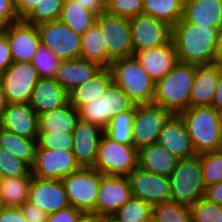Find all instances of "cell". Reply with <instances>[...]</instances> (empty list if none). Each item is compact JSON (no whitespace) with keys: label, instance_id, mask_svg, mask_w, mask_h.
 Listing matches in <instances>:
<instances>
[{"label":"cell","instance_id":"1","mask_svg":"<svg viewBox=\"0 0 222 222\" xmlns=\"http://www.w3.org/2000/svg\"><path fill=\"white\" fill-rule=\"evenodd\" d=\"M178 60L203 65L216 62L217 28L179 21L172 27Z\"/></svg>","mask_w":222,"mask_h":222},{"label":"cell","instance_id":"2","mask_svg":"<svg viewBox=\"0 0 222 222\" xmlns=\"http://www.w3.org/2000/svg\"><path fill=\"white\" fill-rule=\"evenodd\" d=\"M196 154L222 149V123L212 106H193L181 111Z\"/></svg>","mask_w":222,"mask_h":222},{"label":"cell","instance_id":"3","mask_svg":"<svg viewBox=\"0 0 222 222\" xmlns=\"http://www.w3.org/2000/svg\"><path fill=\"white\" fill-rule=\"evenodd\" d=\"M196 65L179 62L155 86L153 104L169 110L173 115L190 107V95Z\"/></svg>","mask_w":222,"mask_h":222},{"label":"cell","instance_id":"4","mask_svg":"<svg viewBox=\"0 0 222 222\" xmlns=\"http://www.w3.org/2000/svg\"><path fill=\"white\" fill-rule=\"evenodd\" d=\"M110 69L113 82L130 97L135 105L153 103L156 84L134 55L114 59Z\"/></svg>","mask_w":222,"mask_h":222},{"label":"cell","instance_id":"5","mask_svg":"<svg viewBox=\"0 0 222 222\" xmlns=\"http://www.w3.org/2000/svg\"><path fill=\"white\" fill-rule=\"evenodd\" d=\"M169 180L172 201L191 206L203 198L206 186L203 182L200 154L179 159Z\"/></svg>","mask_w":222,"mask_h":222},{"label":"cell","instance_id":"6","mask_svg":"<svg viewBox=\"0 0 222 222\" xmlns=\"http://www.w3.org/2000/svg\"><path fill=\"white\" fill-rule=\"evenodd\" d=\"M138 167V149L102 134L93 168L104 175L128 176Z\"/></svg>","mask_w":222,"mask_h":222},{"label":"cell","instance_id":"7","mask_svg":"<svg viewBox=\"0 0 222 222\" xmlns=\"http://www.w3.org/2000/svg\"><path fill=\"white\" fill-rule=\"evenodd\" d=\"M69 205L82 212H95L101 173L93 167H81L62 179Z\"/></svg>","mask_w":222,"mask_h":222},{"label":"cell","instance_id":"8","mask_svg":"<svg viewBox=\"0 0 222 222\" xmlns=\"http://www.w3.org/2000/svg\"><path fill=\"white\" fill-rule=\"evenodd\" d=\"M135 106L130 97L112 82L98 100L82 106L78 112L80 119L104 130L113 116L132 110Z\"/></svg>","mask_w":222,"mask_h":222},{"label":"cell","instance_id":"9","mask_svg":"<svg viewBox=\"0 0 222 222\" xmlns=\"http://www.w3.org/2000/svg\"><path fill=\"white\" fill-rule=\"evenodd\" d=\"M40 41L57 58L69 60L80 58L81 35L60 20L38 25Z\"/></svg>","mask_w":222,"mask_h":222},{"label":"cell","instance_id":"10","mask_svg":"<svg viewBox=\"0 0 222 222\" xmlns=\"http://www.w3.org/2000/svg\"><path fill=\"white\" fill-rule=\"evenodd\" d=\"M173 114L155 104L135 106L133 119V145L138 150L144 146L157 143L164 124Z\"/></svg>","mask_w":222,"mask_h":222},{"label":"cell","instance_id":"11","mask_svg":"<svg viewBox=\"0 0 222 222\" xmlns=\"http://www.w3.org/2000/svg\"><path fill=\"white\" fill-rule=\"evenodd\" d=\"M0 79L8 103H29L40 77L32 62H13Z\"/></svg>","mask_w":222,"mask_h":222},{"label":"cell","instance_id":"12","mask_svg":"<svg viewBox=\"0 0 222 222\" xmlns=\"http://www.w3.org/2000/svg\"><path fill=\"white\" fill-rule=\"evenodd\" d=\"M96 22L103 33L107 53L113 60L133 55L129 18L108 14L104 11L98 15Z\"/></svg>","mask_w":222,"mask_h":222},{"label":"cell","instance_id":"13","mask_svg":"<svg viewBox=\"0 0 222 222\" xmlns=\"http://www.w3.org/2000/svg\"><path fill=\"white\" fill-rule=\"evenodd\" d=\"M80 168L72 151L60 148L43 149L37 146L31 172L40 179L62 180Z\"/></svg>","mask_w":222,"mask_h":222},{"label":"cell","instance_id":"14","mask_svg":"<svg viewBox=\"0 0 222 222\" xmlns=\"http://www.w3.org/2000/svg\"><path fill=\"white\" fill-rule=\"evenodd\" d=\"M133 54L165 45L172 40V27L161 20L140 14L129 18Z\"/></svg>","mask_w":222,"mask_h":222},{"label":"cell","instance_id":"15","mask_svg":"<svg viewBox=\"0 0 222 222\" xmlns=\"http://www.w3.org/2000/svg\"><path fill=\"white\" fill-rule=\"evenodd\" d=\"M128 178L132 196L142 199L152 207L172 201L169 177L151 173L138 166Z\"/></svg>","mask_w":222,"mask_h":222},{"label":"cell","instance_id":"16","mask_svg":"<svg viewBox=\"0 0 222 222\" xmlns=\"http://www.w3.org/2000/svg\"><path fill=\"white\" fill-rule=\"evenodd\" d=\"M0 30L7 37L13 62H32L41 45L38 27L21 19Z\"/></svg>","mask_w":222,"mask_h":222},{"label":"cell","instance_id":"17","mask_svg":"<svg viewBox=\"0 0 222 222\" xmlns=\"http://www.w3.org/2000/svg\"><path fill=\"white\" fill-rule=\"evenodd\" d=\"M132 197L128 176L101 174V183L96 201V213L112 216Z\"/></svg>","mask_w":222,"mask_h":222},{"label":"cell","instance_id":"18","mask_svg":"<svg viewBox=\"0 0 222 222\" xmlns=\"http://www.w3.org/2000/svg\"><path fill=\"white\" fill-rule=\"evenodd\" d=\"M0 127L16 135L37 140L39 116L29 103H8L0 119Z\"/></svg>","mask_w":222,"mask_h":222},{"label":"cell","instance_id":"19","mask_svg":"<svg viewBox=\"0 0 222 222\" xmlns=\"http://www.w3.org/2000/svg\"><path fill=\"white\" fill-rule=\"evenodd\" d=\"M28 202L46 213H54L69 206L62 180L40 179L33 176Z\"/></svg>","mask_w":222,"mask_h":222},{"label":"cell","instance_id":"20","mask_svg":"<svg viewBox=\"0 0 222 222\" xmlns=\"http://www.w3.org/2000/svg\"><path fill=\"white\" fill-rule=\"evenodd\" d=\"M133 55L155 84L179 63L173 40L159 47L138 51Z\"/></svg>","mask_w":222,"mask_h":222},{"label":"cell","instance_id":"21","mask_svg":"<svg viewBox=\"0 0 222 222\" xmlns=\"http://www.w3.org/2000/svg\"><path fill=\"white\" fill-rule=\"evenodd\" d=\"M104 130L93 123L78 119L73 134V149L75 159L80 167H93L98 145Z\"/></svg>","mask_w":222,"mask_h":222},{"label":"cell","instance_id":"22","mask_svg":"<svg viewBox=\"0 0 222 222\" xmlns=\"http://www.w3.org/2000/svg\"><path fill=\"white\" fill-rule=\"evenodd\" d=\"M157 143L180 159L196 155L186 125L179 115H172L164 124Z\"/></svg>","mask_w":222,"mask_h":222},{"label":"cell","instance_id":"23","mask_svg":"<svg viewBox=\"0 0 222 222\" xmlns=\"http://www.w3.org/2000/svg\"><path fill=\"white\" fill-rule=\"evenodd\" d=\"M68 102L69 93L54 78H40L32 91L29 105L39 116Z\"/></svg>","mask_w":222,"mask_h":222},{"label":"cell","instance_id":"24","mask_svg":"<svg viewBox=\"0 0 222 222\" xmlns=\"http://www.w3.org/2000/svg\"><path fill=\"white\" fill-rule=\"evenodd\" d=\"M219 75V63L196 65L193 79L190 107L212 104Z\"/></svg>","mask_w":222,"mask_h":222},{"label":"cell","instance_id":"25","mask_svg":"<svg viewBox=\"0 0 222 222\" xmlns=\"http://www.w3.org/2000/svg\"><path fill=\"white\" fill-rule=\"evenodd\" d=\"M102 67L81 58L62 60L54 79L69 93L91 79Z\"/></svg>","mask_w":222,"mask_h":222},{"label":"cell","instance_id":"26","mask_svg":"<svg viewBox=\"0 0 222 222\" xmlns=\"http://www.w3.org/2000/svg\"><path fill=\"white\" fill-rule=\"evenodd\" d=\"M179 21L218 29L222 24V0H184L182 18Z\"/></svg>","mask_w":222,"mask_h":222},{"label":"cell","instance_id":"27","mask_svg":"<svg viewBox=\"0 0 222 222\" xmlns=\"http://www.w3.org/2000/svg\"><path fill=\"white\" fill-rule=\"evenodd\" d=\"M112 82L110 67H102L91 79L69 92V103L79 110L82 106L98 100Z\"/></svg>","mask_w":222,"mask_h":222},{"label":"cell","instance_id":"28","mask_svg":"<svg viewBox=\"0 0 222 222\" xmlns=\"http://www.w3.org/2000/svg\"><path fill=\"white\" fill-rule=\"evenodd\" d=\"M179 157L170 153L158 143L144 146L138 150V166L158 175L169 177L177 166Z\"/></svg>","mask_w":222,"mask_h":222},{"label":"cell","instance_id":"29","mask_svg":"<svg viewBox=\"0 0 222 222\" xmlns=\"http://www.w3.org/2000/svg\"><path fill=\"white\" fill-rule=\"evenodd\" d=\"M78 119V110L68 102L39 115V133H72Z\"/></svg>","mask_w":222,"mask_h":222},{"label":"cell","instance_id":"30","mask_svg":"<svg viewBox=\"0 0 222 222\" xmlns=\"http://www.w3.org/2000/svg\"><path fill=\"white\" fill-rule=\"evenodd\" d=\"M80 58L97 63L100 67H110L113 61L107 53L103 33L97 22L81 35Z\"/></svg>","mask_w":222,"mask_h":222},{"label":"cell","instance_id":"31","mask_svg":"<svg viewBox=\"0 0 222 222\" xmlns=\"http://www.w3.org/2000/svg\"><path fill=\"white\" fill-rule=\"evenodd\" d=\"M33 175L0 179V206L21 207L28 201Z\"/></svg>","mask_w":222,"mask_h":222},{"label":"cell","instance_id":"32","mask_svg":"<svg viewBox=\"0 0 222 222\" xmlns=\"http://www.w3.org/2000/svg\"><path fill=\"white\" fill-rule=\"evenodd\" d=\"M98 14L86 9L75 0H64L59 20L82 35L97 20Z\"/></svg>","mask_w":222,"mask_h":222},{"label":"cell","instance_id":"33","mask_svg":"<svg viewBox=\"0 0 222 222\" xmlns=\"http://www.w3.org/2000/svg\"><path fill=\"white\" fill-rule=\"evenodd\" d=\"M0 148L32 167L36 156L37 140L16 135L0 127Z\"/></svg>","mask_w":222,"mask_h":222},{"label":"cell","instance_id":"34","mask_svg":"<svg viewBox=\"0 0 222 222\" xmlns=\"http://www.w3.org/2000/svg\"><path fill=\"white\" fill-rule=\"evenodd\" d=\"M184 0H143V14L168 23L171 27L182 18Z\"/></svg>","mask_w":222,"mask_h":222},{"label":"cell","instance_id":"35","mask_svg":"<svg viewBox=\"0 0 222 222\" xmlns=\"http://www.w3.org/2000/svg\"><path fill=\"white\" fill-rule=\"evenodd\" d=\"M135 107L132 110L116 114L104 129V134L111 140L125 145H133L132 125Z\"/></svg>","mask_w":222,"mask_h":222},{"label":"cell","instance_id":"36","mask_svg":"<svg viewBox=\"0 0 222 222\" xmlns=\"http://www.w3.org/2000/svg\"><path fill=\"white\" fill-rule=\"evenodd\" d=\"M152 209L147 202L132 196L112 216L119 222H147L152 218Z\"/></svg>","mask_w":222,"mask_h":222},{"label":"cell","instance_id":"37","mask_svg":"<svg viewBox=\"0 0 222 222\" xmlns=\"http://www.w3.org/2000/svg\"><path fill=\"white\" fill-rule=\"evenodd\" d=\"M63 1L40 0L22 20L35 26L59 20Z\"/></svg>","mask_w":222,"mask_h":222},{"label":"cell","instance_id":"38","mask_svg":"<svg viewBox=\"0 0 222 222\" xmlns=\"http://www.w3.org/2000/svg\"><path fill=\"white\" fill-rule=\"evenodd\" d=\"M152 218L156 222H192L189 206L174 201L153 206Z\"/></svg>","mask_w":222,"mask_h":222},{"label":"cell","instance_id":"39","mask_svg":"<svg viewBox=\"0 0 222 222\" xmlns=\"http://www.w3.org/2000/svg\"><path fill=\"white\" fill-rule=\"evenodd\" d=\"M200 162L206 187L222 181V149L200 153Z\"/></svg>","mask_w":222,"mask_h":222},{"label":"cell","instance_id":"40","mask_svg":"<svg viewBox=\"0 0 222 222\" xmlns=\"http://www.w3.org/2000/svg\"><path fill=\"white\" fill-rule=\"evenodd\" d=\"M61 61V59L57 58L48 48L41 44L34 55L32 64L40 78L49 79L55 77Z\"/></svg>","mask_w":222,"mask_h":222},{"label":"cell","instance_id":"41","mask_svg":"<svg viewBox=\"0 0 222 222\" xmlns=\"http://www.w3.org/2000/svg\"><path fill=\"white\" fill-rule=\"evenodd\" d=\"M189 209L192 222H222V206L205 197L198 199Z\"/></svg>","mask_w":222,"mask_h":222},{"label":"cell","instance_id":"42","mask_svg":"<svg viewBox=\"0 0 222 222\" xmlns=\"http://www.w3.org/2000/svg\"><path fill=\"white\" fill-rule=\"evenodd\" d=\"M32 175L31 167L24 161L17 159L11 153L0 148V176L6 177H21Z\"/></svg>","mask_w":222,"mask_h":222},{"label":"cell","instance_id":"43","mask_svg":"<svg viewBox=\"0 0 222 222\" xmlns=\"http://www.w3.org/2000/svg\"><path fill=\"white\" fill-rule=\"evenodd\" d=\"M105 12L131 18L143 14V0H105Z\"/></svg>","mask_w":222,"mask_h":222},{"label":"cell","instance_id":"44","mask_svg":"<svg viewBox=\"0 0 222 222\" xmlns=\"http://www.w3.org/2000/svg\"><path fill=\"white\" fill-rule=\"evenodd\" d=\"M37 146L43 149L69 150L73 149L72 133H39Z\"/></svg>","mask_w":222,"mask_h":222},{"label":"cell","instance_id":"45","mask_svg":"<svg viewBox=\"0 0 222 222\" xmlns=\"http://www.w3.org/2000/svg\"><path fill=\"white\" fill-rule=\"evenodd\" d=\"M21 20L15 9V0H0V29Z\"/></svg>","mask_w":222,"mask_h":222},{"label":"cell","instance_id":"46","mask_svg":"<svg viewBox=\"0 0 222 222\" xmlns=\"http://www.w3.org/2000/svg\"><path fill=\"white\" fill-rule=\"evenodd\" d=\"M83 212L69 205L57 212L48 214L46 222H77Z\"/></svg>","mask_w":222,"mask_h":222},{"label":"cell","instance_id":"47","mask_svg":"<svg viewBox=\"0 0 222 222\" xmlns=\"http://www.w3.org/2000/svg\"><path fill=\"white\" fill-rule=\"evenodd\" d=\"M21 212L23 216L25 217L27 222H46L48 213L43 211L40 207L37 205L26 202L21 207Z\"/></svg>","mask_w":222,"mask_h":222},{"label":"cell","instance_id":"48","mask_svg":"<svg viewBox=\"0 0 222 222\" xmlns=\"http://www.w3.org/2000/svg\"><path fill=\"white\" fill-rule=\"evenodd\" d=\"M13 63L6 35L0 30V74L5 72Z\"/></svg>","mask_w":222,"mask_h":222},{"label":"cell","instance_id":"49","mask_svg":"<svg viewBox=\"0 0 222 222\" xmlns=\"http://www.w3.org/2000/svg\"><path fill=\"white\" fill-rule=\"evenodd\" d=\"M0 222H27L19 207L0 206Z\"/></svg>","mask_w":222,"mask_h":222},{"label":"cell","instance_id":"50","mask_svg":"<svg viewBox=\"0 0 222 222\" xmlns=\"http://www.w3.org/2000/svg\"><path fill=\"white\" fill-rule=\"evenodd\" d=\"M204 197L222 206V181L207 186Z\"/></svg>","mask_w":222,"mask_h":222},{"label":"cell","instance_id":"51","mask_svg":"<svg viewBox=\"0 0 222 222\" xmlns=\"http://www.w3.org/2000/svg\"><path fill=\"white\" fill-rule=\"evenodd\" d=\"M40 0H15V9L20 19H23Z\"/></svg>","mask_w":222,"mask_h":222},{"label":"cell","instance_id":"52","mask_svg":"<svg viewBox=\"0 0 222 222\" xmlns=\"http://www.w3.org/2000/svg\"><path fill=\"white\" fill-rule=\"evenodd\" d=\"M86 9H89L98 15L105 11V0H75Z\"/></svg>","mask_w":222,"mask_h":222},{"label":"cell","instance_id":"53","mask_svg":"<svg viewBox=\"0 0 222 222\" xmlns=\"http://www.w3.org/2000/svg\"><path fill=\"white\" fill-rule=\"evenodd\" d=\"M217 111L222 109V64H219V75L215 95L211 104Z\"/></svg>","mask_w":222,"mask_h":222},{"label":"cell","instance_id":"54","mask_svg":"<svg viewBox=\"0 0 222 222\" xmlns=\"http://www.w3.org/2000/svg\"><path fill=\"white\" fill-rule=\"evenodd\" d=\"M216 63L222 64V24L217 29Z\"/></svg>","mask_w":222,"mask_h":222},{"label":"cell","instance_id":"55","mask_svg":"<svg viewBox=\"0 0 222 222\" xmlns=\"http://www.w3.org/2000/svg\"><path fill=\"white\" fill-rule=\"evenodd\" d=\"M102 216L95 212H83L77 222H101Z\"/></svg>","mask_w":222,"mask_h":222},{"label":"cell","instance_id":"56","mask_svg":"<svg viewBox=\"0 0 222 222\" xmlns=\"http://www.w3.org/2000/svg\"><path fill=\"white\" fill-rule=\"evenodd\" d=\"M7 104H8V102L6 100L3 85H2V82L0 79V119L2 117L3 111L7 107Z\"/></svg>","mask_w":222,"mask_h":222},{"label":"cell","instance_id":"57","mask_svg":"<svg viewBox=\"0 0 222 222\" xmlns=\"http://www.w3.org/2000/svg\"><path fill=\"white\" fill-rule=\"evenodd\" d=\"M101 222H119L113 216H102Z\"/></svg>","mask_w":222,"mask_h":222},{"label":"cell","instance_id":"58","mask_svg":"<svg viewBox=\"0 0 222 222\" xmlns=\"http://www.w3.org/2000/svg\"><path fill=\"white\" fill-rule=\"evenodd\" d=\"M218 112H219V118H220L221 123H222V109H220Z\"/></svg>","mask_w":222,"mask_h":222},{"label":"cell","instance_id":"59","mask_svg":"<svg viewBox=\"0 0 222 222\" xmlns=\"http://www.w3.org/2000/svg\"><path fill=\"white\" fill-rule=\"evenodd\" d=\"M147 222H156L153 218H151L150 220H148Z\"/></svg>","mask_w":222,"mask_h":222}]
</instances>
